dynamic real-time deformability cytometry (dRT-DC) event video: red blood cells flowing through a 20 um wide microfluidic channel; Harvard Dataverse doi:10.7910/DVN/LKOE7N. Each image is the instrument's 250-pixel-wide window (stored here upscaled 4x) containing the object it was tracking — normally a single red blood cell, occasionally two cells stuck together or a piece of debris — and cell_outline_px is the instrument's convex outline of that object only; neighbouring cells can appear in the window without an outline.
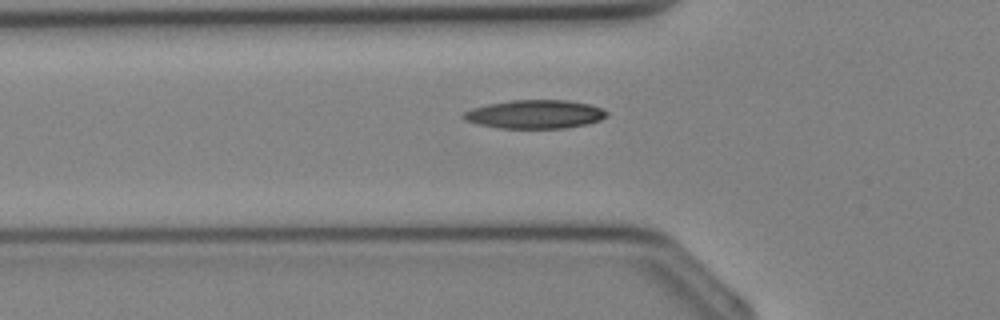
{"species": "Egyptian fruit bat (a non-hibernating species)", "species_latin": "Rousettus aegyptiacus", "temperature_condition": "cold", "stored_images_in_passage": 23, "camera_frame_rate_fps": 3000, "um_per_image_px": 0.085, "animal": {"sex": "female"}, "frame": {"image": 1, "passage_image": 2, "time_ms": 0.333, "image_size_px": [1000, 320], "cell_outline_px": [[608, 116], [600, 120], [588, 124], [568, 128], [500, 128], [480, 124], [464, 120], [460, 116], [464, 112], [472, 108], [488, 104], [512, 100], [564, 100], [588, 104], [600, 108], [608, 112]], "centroid_in_image_um": [45.47, 9.71], "position_along_channel_um": 80.3, "area_um2": 23.81}}
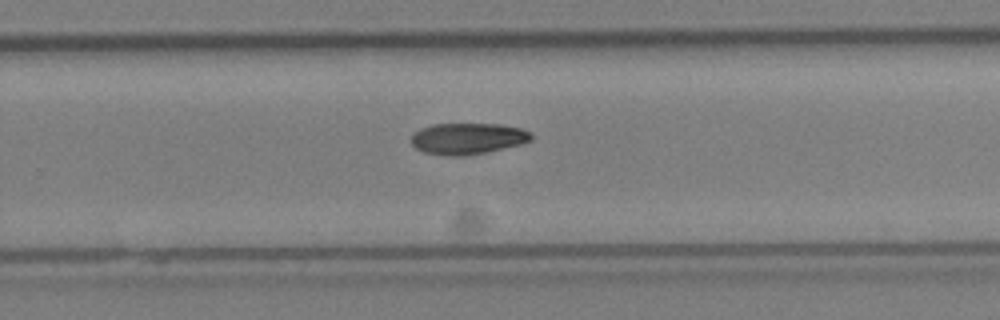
{"frame": {"image": 2, "passage_image": 13, "time_ms": 4.0, "image_size_px": [1000, 320], "cell_outline_px": [[532, 140], [520, 144], [484, 152], [460, 156], [444, 156], [424, 152], [416, 148], [412, 144], [412, 132], [420, 128], [432, 124], [500, 124], [520, 128], [532, 132]], "centroid_in_image_um": [39.73, 11.77], "position_along_channel_um": 290.1, "area_um2": 21.85}}
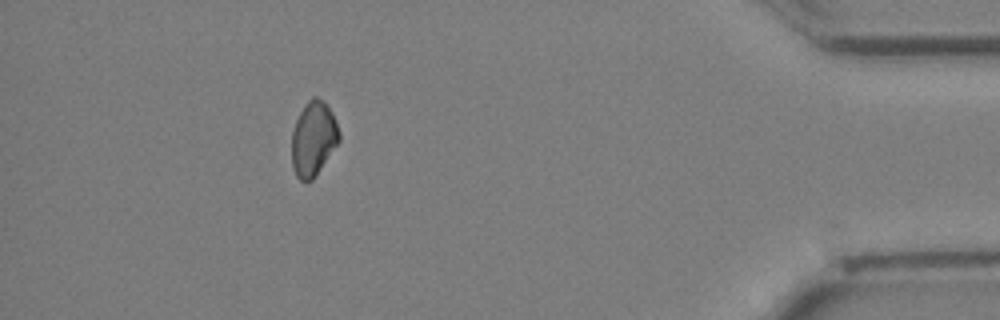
{"frame": {"image": 3, "passage_image": 22, "time_ms": 7.0, "image_size_px": [1000, 320], "cell_outline_px": [[340, 140], [312, 180], [300, 180], [296, 176], [292, 168], [292, 132], [296, 120], [304, 104], [312, 96], [316, 96], [324, 100], [332, 112], [340, 132]], "centroid_in_image_um": [26.63, 11.75], "position_along_channel_um": 408.6, "area_um2": 20.58}}